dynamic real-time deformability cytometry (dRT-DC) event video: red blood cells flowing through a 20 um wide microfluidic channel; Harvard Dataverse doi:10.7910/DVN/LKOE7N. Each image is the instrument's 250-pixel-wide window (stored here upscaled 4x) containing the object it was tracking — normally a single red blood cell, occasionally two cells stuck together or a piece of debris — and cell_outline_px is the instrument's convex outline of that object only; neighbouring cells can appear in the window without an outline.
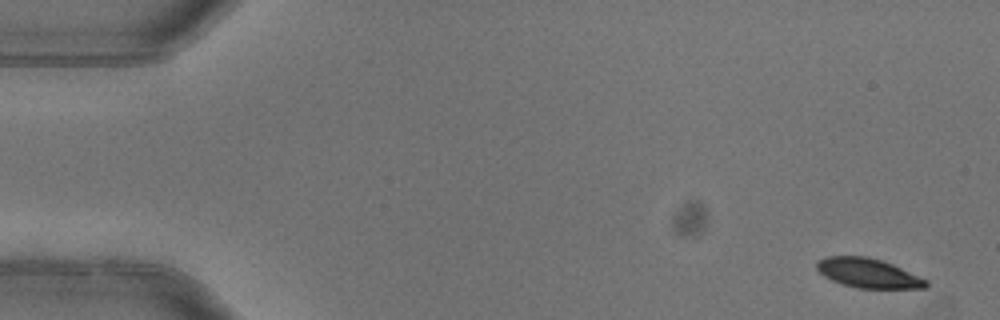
{"species": "common noctule bat (a hibernating species)", "species_latin": "Nyctalus noctula", "temperature_condition": "warm", "stored_images_in_passage": 7, "camera_frame_rate_fps": 3000, "um_per_image_px": 0.085, "animal": {"sex": "female"}, "frame": {"image": 1, "passage_image": 1, "time_ms": 0.0, "image_size_px": [1000, 320], "cell_outline_px": [[928, 284], [924, 288], [856, 288], [832, 280], [824, 276], [816, 268], [816, 260], [824, 256], [868, 256], [892, 264], [928, 280]], "centroid_in_image_um": [73.76, 23.2], "position_along_channel_um": 11.2, "area_um2": 18.67}}
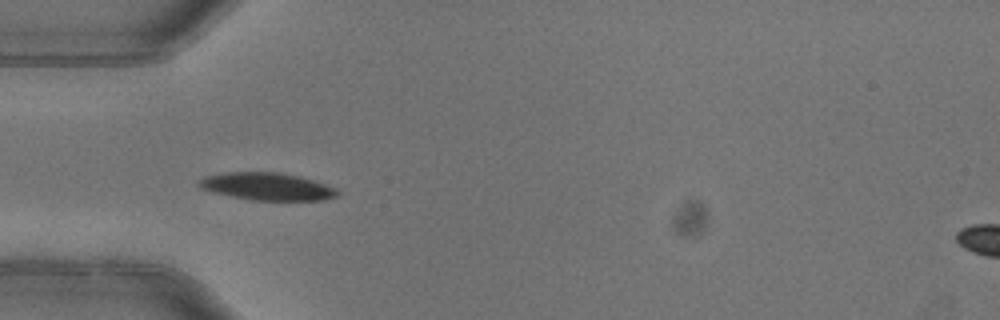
{"frame": {"image": 2, "passage_image": 4, "time_ms": 1.0, "image_size_px": [1000, 320], "cell_outline_px": [[340, 196], [324, 200], [252, 200], [212, 192], [200, 188], [196, 184], [204, 176], [228, 172], [276, 172], [300, 176], [336, 188], [340, 192]], "centroid_in_image_um": [22.72, 15.85], "position_along_channel_um": 62.3, "area_um2": 22.2}}
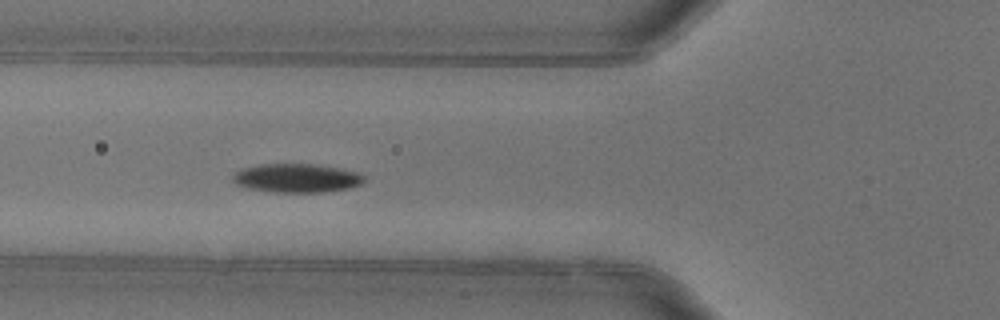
{"frame": {"image": 3, "passage_image": 5, "time_ms": 1.333, "image_size_px": [1000, 320], "cell_outline_px": [[364, 180], [360, 184], [352, 188], [324, 192], [272, 192], [248, 188], [236, 184], [232, 180], [232, 176], [236, 172], [244, 168], [260, 164], [320, 164], [360, 172], [364, 176]], "centroid_in_image_um": [25.26, 15.13], "position_along_channel_um": 100.5, "area_um2": 22.2}}